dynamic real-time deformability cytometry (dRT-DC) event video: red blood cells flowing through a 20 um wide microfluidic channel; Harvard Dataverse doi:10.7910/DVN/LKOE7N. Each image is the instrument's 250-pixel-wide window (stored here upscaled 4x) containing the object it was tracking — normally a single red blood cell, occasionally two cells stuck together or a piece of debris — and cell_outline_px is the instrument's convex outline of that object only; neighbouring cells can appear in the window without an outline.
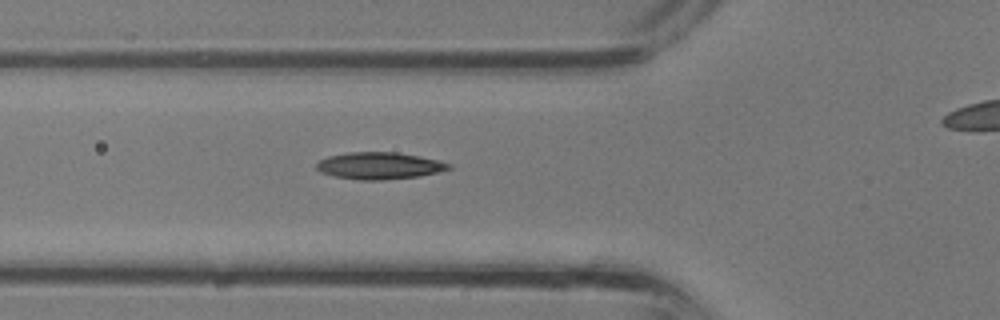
{"species": "common noctule bat (a hibernating species)", "species_latin": "Nyctalus noctula", "temperature_condition": "room temperature", "stored_images_in_passage": 27, "camera_frame_rate_fps": 3000, "um_per_image_px": 0.085, "animal": {"sex": "male", "body_mass_g": 13.3}, "frame": {"image": 1, "passage_image": 9, "time_ms": 2.667, "image_size_px": [1000, 320], "cell_outline_px": [[452, 168], [420, 176], [384, 180], [360, 180], [332, 176], [320, 172], [316, 168], [316, 164], [320, 160], [328, 156], [352, 152], [396, 152], [436, 160], [452, 164]], "centroid_in_image_um": [32.21, 14.09], "position_along_channel_um": 93.6, "area_um2": 20.63}}
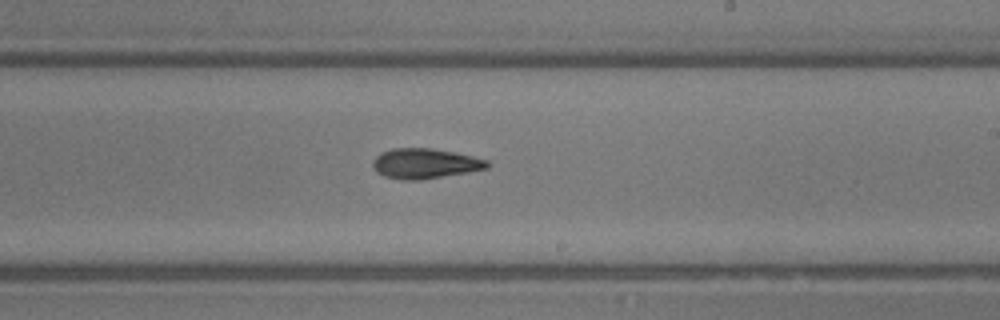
{"frame": {"image": 2, "passage_image": 17, "time_ms": 5.333, "image_size_px": [1000, 320], "cell_outline_px": [[488, 168], [468, 172], [420, 180], [400, 180], [384, 176], [376, 172], [372, 168], [372, 164], [376, 156], [384, 152], [396, 148], [428, 148], [472, 156], [484, 160], [488, 164]], "centroid_in_image_um": [36.06, 13.92], "position_along_channel_um": 252.9, "area_um2": 19.71}}
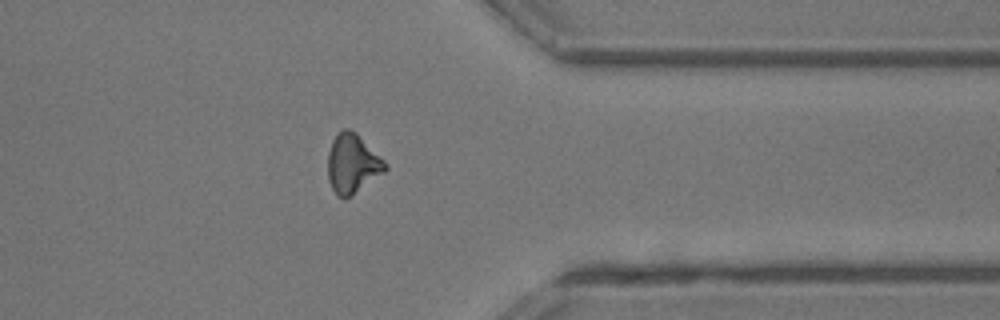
{"frame": {"image": 3, "passage_image": 24, "time_ms": 7.667, "image_size_px": [1000, 320], "cell_outline_px": [[388, 168], [384, 172], [344, 200], [332, 188], [328, 180], [328, 152], [332, 140], [344, 128], [348, 128], [356, 132], [384, 160]], "centroid_in_image_um": [29.95, 13.89], "position_along_channel_um": 381.5, "area_um2": 19.48}}